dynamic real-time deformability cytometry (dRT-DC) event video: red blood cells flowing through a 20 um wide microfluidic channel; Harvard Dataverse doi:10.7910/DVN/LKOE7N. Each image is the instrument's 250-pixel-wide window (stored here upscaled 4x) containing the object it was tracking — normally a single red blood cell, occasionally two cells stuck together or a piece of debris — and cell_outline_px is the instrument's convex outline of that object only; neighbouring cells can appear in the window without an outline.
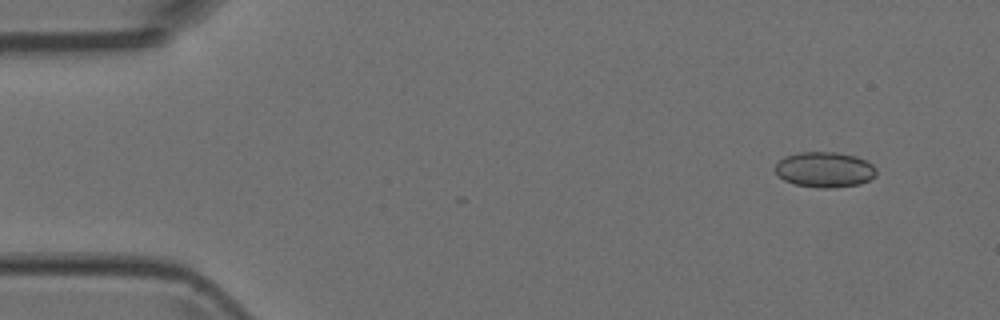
{"species": "Egyptian fruit bat (a non-hibernating species)", "species_latin": "Rousettus aegyptiacus", "temperature_condition": "room temperature", "stored_images_in_passage": 4, "camera_frame_rate_fps": 3000, "um_per_image_px": 0.085, "animal": {"sex": "female"}, "frame": {"image": 1, "passage_image": 1, "time_ms": 0.0, "image_size_px": [1000, 320], "cell_outline_px": [[876, 176], [860, 184], [832, 188], [820, 188], [796, 184], [784, 180], [776, 172], [776, 164], [784, 156], [800, 152], [836, 152], [856, 156], [872, 164], [876, 168]], "centroid_in_image_um": [70.11, 14.41], "position_along_channel_um": 14.9, "area_um2": 20.81}}
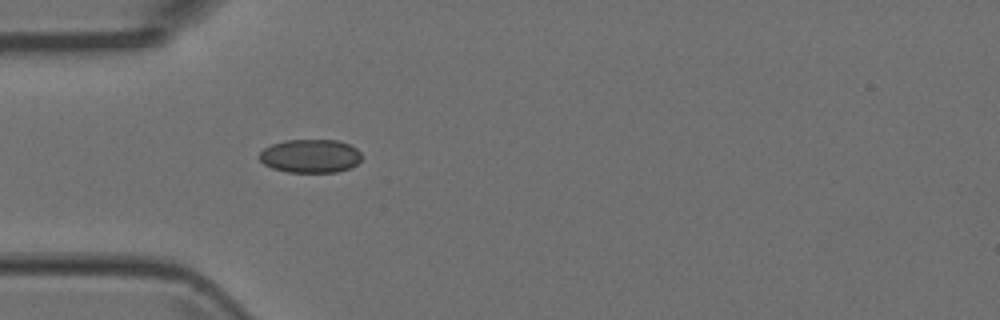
{"frame": {"image": 2, "passage_image": 4, "time_ms": 1.0, "image_size_px": [1000, 320], "cell_outline_px": [[360, 160], [356, 164], [348, 168], [336, 172], [288, 172], [272, 168], [264, 164], [260, 160], [260, 152], [264, 148], [272, 144], [284, 140], [336, 140], [348, 144], [356, 148], [360, 152]], "centroid_in_image_um": [26.36, 13.26], "position_along_channel_um": 58.6, "area_um2": 19.83}}